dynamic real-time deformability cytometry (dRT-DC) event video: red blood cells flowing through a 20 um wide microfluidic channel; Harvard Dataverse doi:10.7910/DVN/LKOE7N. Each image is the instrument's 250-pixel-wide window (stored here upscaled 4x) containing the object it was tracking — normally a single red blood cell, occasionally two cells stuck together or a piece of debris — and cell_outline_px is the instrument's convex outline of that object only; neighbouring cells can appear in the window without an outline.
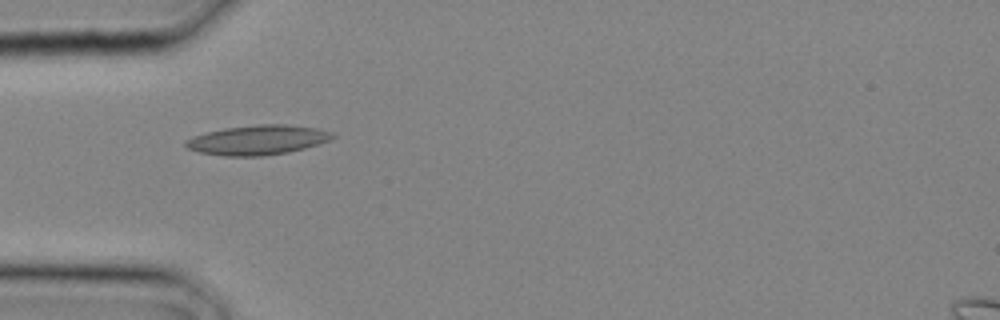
{"species": "common noctule bat (a hibernating species)", "species_latin": "Nyctalus noctula", "temperature_condition": "cold", "stored_images_in_passage": 1, "camera_frame_rate_fps": 3000, "um_per_image_px": 0.085, "animal": {"sex": "male", "body_mass_g": 20.4}, "frame": {"image": 1, "passage_image": 1, "time_ms": 0.0, "image_size_px": [1000, 320], "cell_outline_px": [[336, 136], [320, 144], [288, 152], [264, 156], [224, 156], [200, 152], [188, 148], [184, 144], [184, 140], [192, 136], [224, 128], [256, 124], [284, 124], [316, 128], [332, 132]], "centroid_in_image_um": [21.89, 11.89], "position_along_channel_um": 63.1, "area_um2": 25.37}}